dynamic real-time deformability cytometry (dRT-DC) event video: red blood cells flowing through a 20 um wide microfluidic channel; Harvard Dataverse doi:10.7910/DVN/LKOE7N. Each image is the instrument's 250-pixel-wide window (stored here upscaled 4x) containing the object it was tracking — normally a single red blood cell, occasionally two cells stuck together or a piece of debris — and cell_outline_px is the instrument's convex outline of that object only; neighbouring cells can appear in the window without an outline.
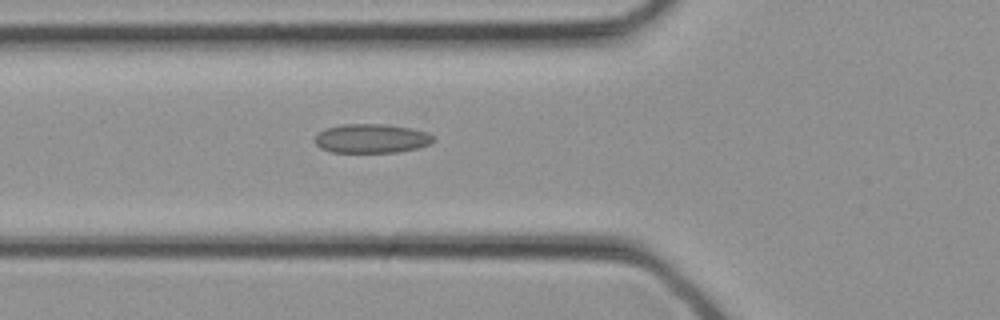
{"species": "common noctule bat (a hibernating species)", "species_latin": "Nyctalus noctula", "temperature_condition": "cold", "stored_images_in_passage": 33, "camera_frame_rate_fps": 3000, "um_per_image_px": 0.085, "animal": {"sex": "female", "body_mass_g": 21.9}, "frame": {"image": 1, "passage_image": 12, "time_ms": 3.667, "image_size_px": [1000, 320], "cell_outline_px": [[436, 140], [428, 144], [416, 148], [396, 152], [332, 152], [320, 148], [312, 140], [324, 128], [340, 124], [388, 124], [428, 132], [436, 136]], "centroid_in_image_um": [31.56, 11.76], "position_along_channel_um": 94.2, "area_um2": 20.23}}
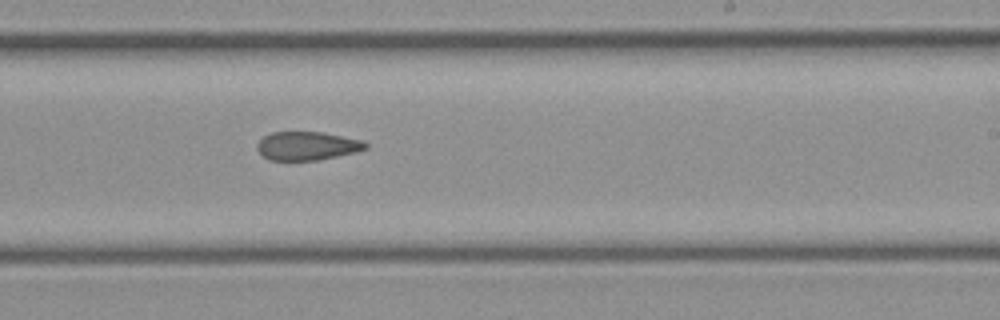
{"frame": {"image": 2, "passage_image": 20, "time_ms": 6.333, "image_size_px": [1000, 320], "cell_outline_px": [[368, 148], [356, 152], [320, 160], [268, 160], [256, 148], [256, 144], [264, 136], [272, 132], [324, 132], [364, 140], [368, 144]], "centroid_in_image_um": [26.14, 12.4], "position_along_channel_um": 262.9, "area_um2": 18.21}}
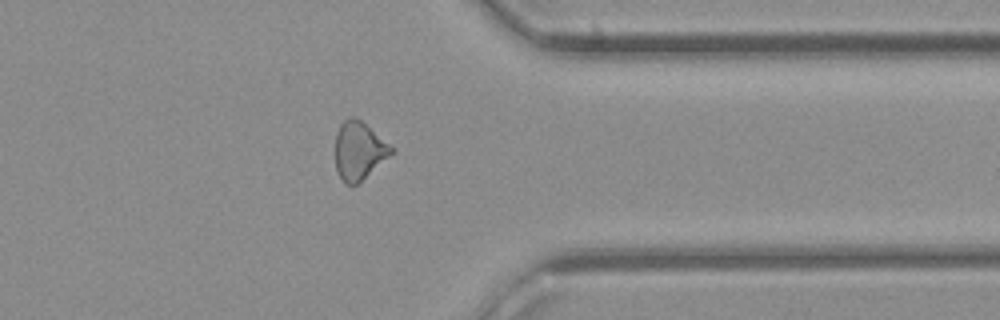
{"frame": {"image": 3, "passage_image": 26, "time_ms": 8.333, "image_size_px": [1000, 320], "cell_outline_px": [[396, 152], [356, 184], [344, 184], [336, 172], [336, 132], [340, 124], [348, 116], [356, 116], [396, 148]], "centroid_in_image_um": [30.54, 12.78], "position_along_channel_um": 380.9, "area_um2": 19.31}}